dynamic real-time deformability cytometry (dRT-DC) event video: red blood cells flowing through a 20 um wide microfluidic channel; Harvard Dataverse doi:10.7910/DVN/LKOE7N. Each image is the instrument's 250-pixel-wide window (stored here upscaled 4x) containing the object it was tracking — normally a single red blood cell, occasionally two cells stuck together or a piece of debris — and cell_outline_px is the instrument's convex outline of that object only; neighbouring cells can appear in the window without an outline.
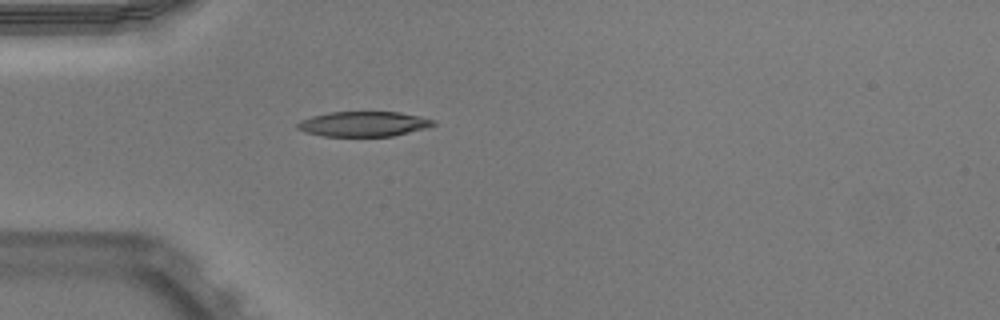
{"species": "Egyptian fruit bat (a non-hibernating species)", "species_latin": "Rousettus aegyptiacus", "temperature_condition": "warm", "stored_images_in_passage": 37, "camera_frame_rate_fps": 3000, "um_per_image_px": 0.085, "animal": {"sex": "male"}, "frame": {"image": 1, "passage_image": 1, "time_ms": 0.0, "image_size_px": [1000, 320], "cell_outline_px": [[436, 124], [428, 128], [392, 136], [324, 136], [304, 132], [296, 128], [296, 124], [300, 120], [312, 116], [328, 112], [400, 112], [420, 116], [436, 120]], "centroid_in_image_um": [30.91, 10.53], "position_along_channel_um": 54.1, "area_um2": 20.0}}
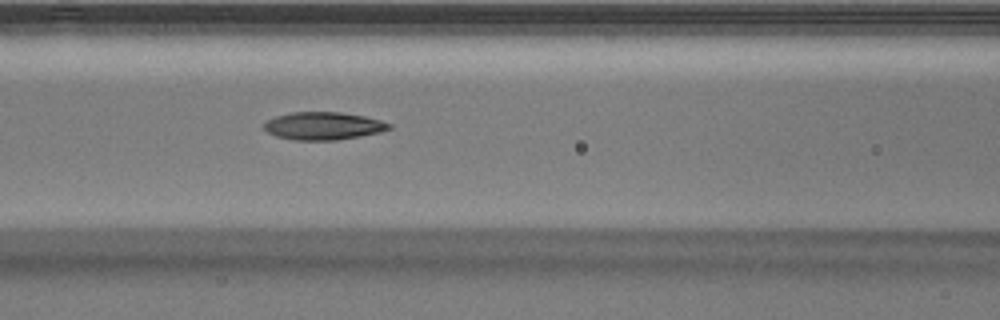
{"frame": {"image": 2, "passage_image": 8, "time_ms": 2.333, "image_size_px": [1000, 320], "cell_outline_px": [[392, 128], [380, 132], [360, 136], [336, 140], [292, 140], [276, 136], [268, 132], [264, 128], [264, 124], [268, 120], [276, 116], [292, 112], [340, 112], [364, 116], [380, 120], [392, 124]], "centroid_in_image_um": [27.5, 10.7], "position_along_channel_um": 139.1, "area_um2": 20.17}}
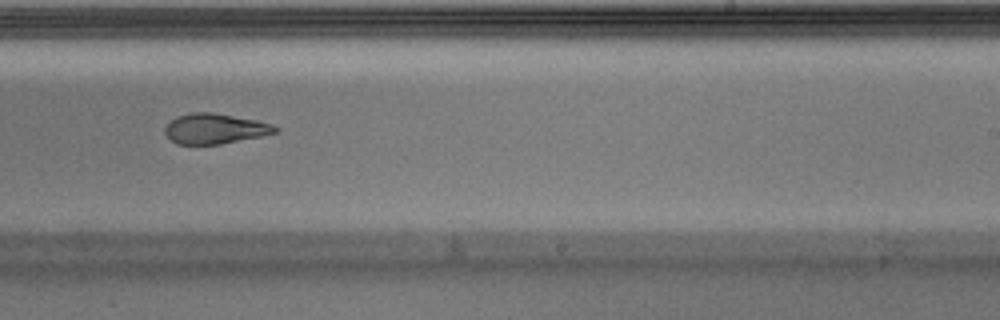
{"frame": {"image": 3, "passage_image": 18, "time_ms": 5.667, "image_size_px": [1000, 320], "cell_outline_px": [[280, 128], [276, 132], [260, 136], [220, 144], [176, 144], [164, 132], [164, 128], [176, 116], [192, 112], [212, 112], [256, 120], [272, 124]], "centroid_in_image_um": [18.26, 10.93], "position_along_channel_um": 270.7, "area_um2": 19.25}, "authors_computed_cell_mechanics": {"area_um2": 20.7502, "velocity_mm_per_s": 3.9541, "shape_relaxation_time_tau1_ms": 9.7868, "shape_relaxation_time_tau2_ms": 2.7846, "deformation_change_tau1": 0.2433, "deformation_change_tau2": 0.1058}}